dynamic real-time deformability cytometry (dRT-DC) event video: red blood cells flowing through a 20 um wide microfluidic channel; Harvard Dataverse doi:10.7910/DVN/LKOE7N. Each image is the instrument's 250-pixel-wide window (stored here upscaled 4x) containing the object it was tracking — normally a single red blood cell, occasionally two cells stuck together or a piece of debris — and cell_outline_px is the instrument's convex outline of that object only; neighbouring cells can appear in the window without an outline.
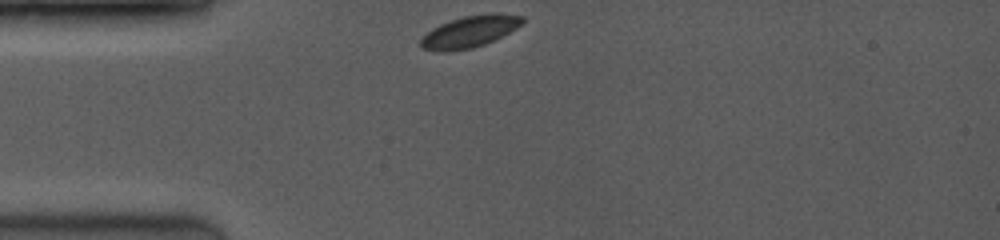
{"species": "common noctule bat (a hibernating species)", "species_latin": "Nyctalus noctula", "temperature_condition": "room temperature", "stored_images_in_passage": 52, "camera_frame_rate_fps": 3500, "um_per_image_px": 0.085, "animal": {"sex": "female", "body_mass_g": 19.0, "forearm_length_mm": 53.3}, "frame": {"image": 1, "passage_image": 1, "time_ms": 0.0, "image_size_px": [1000, 240], "cell_outline_px": [[524, 20], [516, 28], [484, 44], [472, 48], [440, 52], [420, 48], [420, 40], [432, 28], [440, 24], [464, 16], [492, 12], [496, 12], [524, 16]], "centroid_in_image_um": [39.91, 2.67], "position_along_channel_um": 45.1, "area_um2": 18.55}}
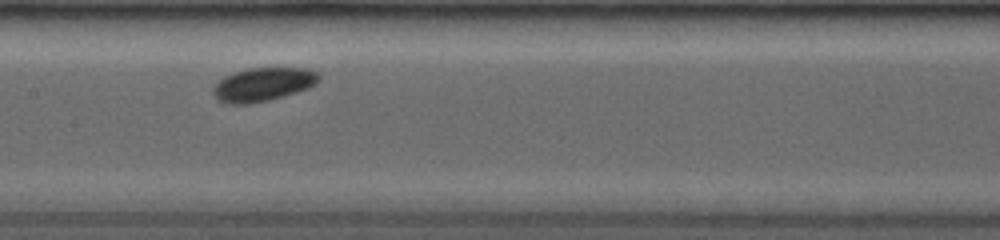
{"frame": {"image": 2, "passage_image": 22, "time_ms": 4.0, "image_size_px": [1000, 240], "cell_outline_px": [[320, 80], [316, 84], [308, 88], [296, 92], [268, 100], [248, 104], [224, 104], [212, 92], [212, 88], [224, 76], [232, 72], [248, 68], [308, 68], [320, 72]], "centroid_in_image_um": [22.38, 7.16], "position_along_channel_um": 185.0, "area_um2": 20.81}}
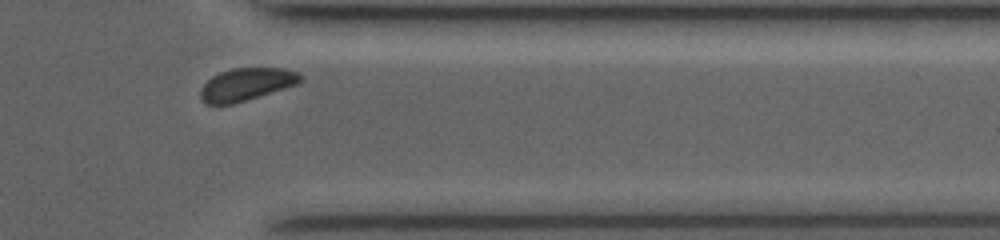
{"frame": {"image": 3, "passage_image": 48, "time_ms": 9.143, "image_size_px": [1000, 240], "cell_outline_px": [[304, 76], [296, 84], [284, 88], [232, 104], [204, 104], [200, 96], [200, 88], [212, 76], [220, 72], [232, 68], [284, 68], [296, 72]], "centroid_in_image_um": [20.9, 7.16], "position_along_channel_um": 390.5, "area_um2": 18.73}, "authors_computed_cell_mechanics": {"area_um2": 19.652, "velocity_mm_per_s": 3.969, "shape_relaxation_time_tau1_ms": 1.3098, "shape_relaxation_time_tau2_ms": null, "deformation_change_tau1": 0.0254, "deformation_change_tau2": null}}